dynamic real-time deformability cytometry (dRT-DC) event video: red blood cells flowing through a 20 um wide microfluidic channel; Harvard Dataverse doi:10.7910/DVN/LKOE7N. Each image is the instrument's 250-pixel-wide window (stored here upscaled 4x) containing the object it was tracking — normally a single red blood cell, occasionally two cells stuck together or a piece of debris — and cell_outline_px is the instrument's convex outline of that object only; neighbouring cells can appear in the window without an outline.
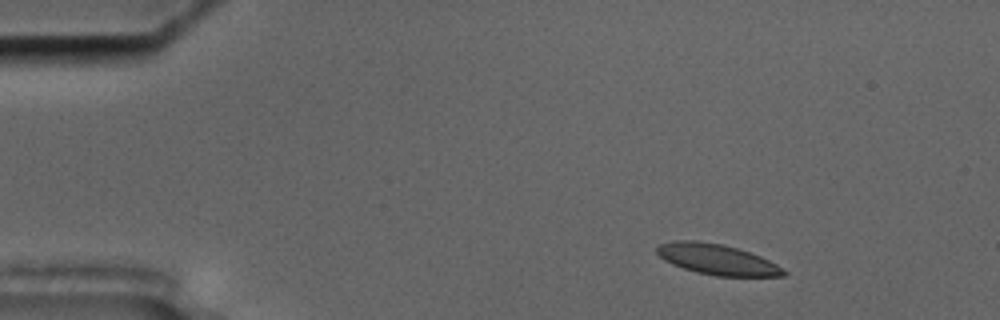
{"species": "common noctule bat (a hibernating species)", "species_latin": "Nyctalus noctula", "temperature_condition": "cold", "stored_images_in_passage": 55, "camera_frame_rate_fps": 3000, "um_per_image_px": 0.085, "animal": {"sex": "male", "body_mass_g": 17.5, "forearm_length_mm": 52.3}, "frame": {"image": 1, "passage_image": 6, "time_ms": 1.667, "image_size_px": [1000, 320], "cell_outline_px": [[788, 272], [784, 276], [716, 276], [696, 272], [672, 264], [664, 260], [656, 252], [656, 248], [660, 244], [676, 240], [696, 240], [720, 244], [736, 248], [760, 256], [784, 268]], "centroid_in_image_um": [60.95, 22.05], "position_along_channel_um": 24.1, "area_um2": 22.43}}
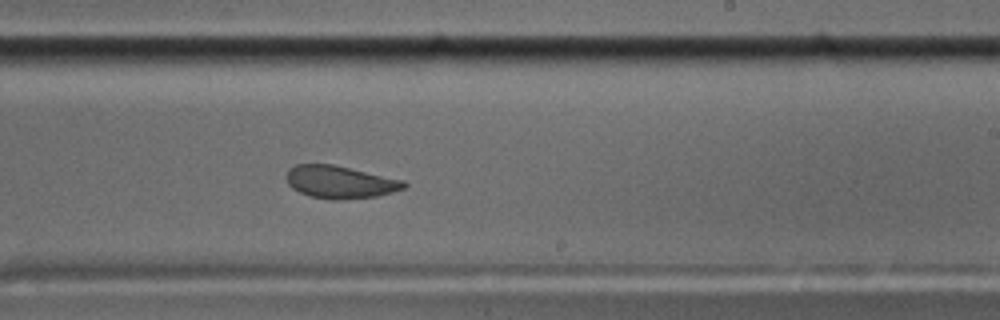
{"frame": {"image": 2, "passage_image": 33, "time_ms": 10.667, "image_size_px": [1000, 320], "cell_outline_px": [[408, 184], [404, 188], [392, 192], [376, 196], [340, 200], [332, 200], [312, 196], [300, 192], [292, 188], [288, 184], [284, 176], [288, 168], [296, 164], [332, 164], [404, 180]], "centroid_in_image_um": [28.87, 15.47], "position_along_channel_um": 260.1, "area_um2": 22.37}}
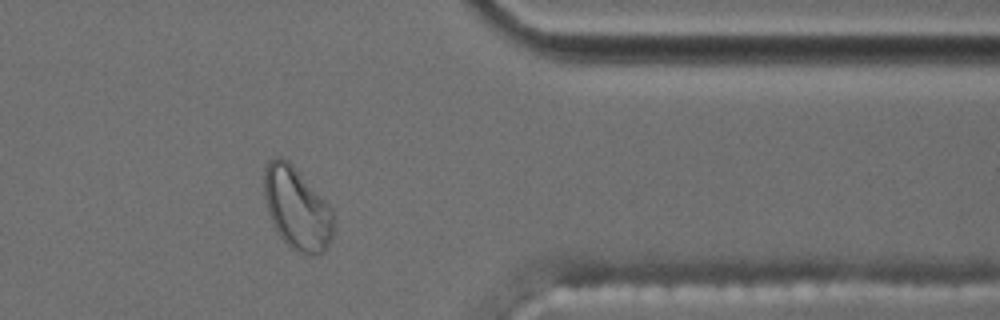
{"frame": {"image": 3, "passage_image": 45, "time_ms": 14.667, "image_size_px": [1000, 320], "cell_outline_px": [[332, 236], [324, 252], [304, 252], [292, 248], [276, 232], [268, 212], [264, 196], [264, 168], [268, 160], [276, 156], [288, 160], [292, 164], [332, 208]], "centroid_in_image_um": [25.2, 17.65], "position_along_channel_um": 386.2, "area_um2": 32.66}, "authors_computed_cell_mechanics": {"area_um2": 22.7732, "velocity_mm_per_s": 3.497, "shape_relaxation_time_tau1_ms": null, "shape_relaxation_time_tau2_ms": 1.5725, "deformation_change_tau1": null, "deformation_change_tau2": 0.0582}}